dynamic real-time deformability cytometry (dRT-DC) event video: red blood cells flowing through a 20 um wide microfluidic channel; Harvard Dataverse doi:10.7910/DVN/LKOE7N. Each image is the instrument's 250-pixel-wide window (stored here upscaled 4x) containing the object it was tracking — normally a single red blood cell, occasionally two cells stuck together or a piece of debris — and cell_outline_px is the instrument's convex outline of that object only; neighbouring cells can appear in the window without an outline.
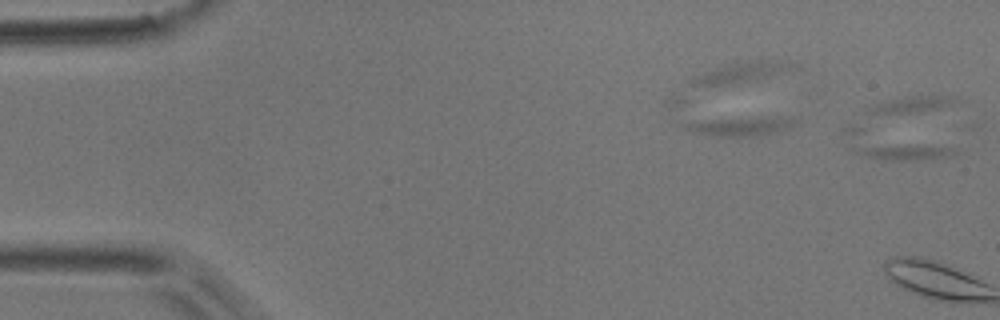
{"species": "common noctule bat (a hibernating species)", "species_latin": "Nyctalus noctula", "temperature_condition": "room temperature", "stored_images_in_passage": 9, "segment_of_instrument_passage": [2, 2], "camera_frame_rate_fps": 3000, "um_per_image_px": 0.085, "animal": {"sex": "male", "body_mass_g": 17.9}, "frame": {"image": 1, "passage_image": 9, "time_ms": 2.667, "image_size_px": [1000, 320], "cell_outline_px": [[960, 152], [956, 156], [912, 160], [900, 160], [868, 156], [856, 152], [852, 148], [844, 132], [844, 128], [852, 124], [856, 124], [960, 148]], "centroid_in_image_um": [76.05, 12.31], "position_along_channel_um": 9.0, "area_um2": 17.8}}